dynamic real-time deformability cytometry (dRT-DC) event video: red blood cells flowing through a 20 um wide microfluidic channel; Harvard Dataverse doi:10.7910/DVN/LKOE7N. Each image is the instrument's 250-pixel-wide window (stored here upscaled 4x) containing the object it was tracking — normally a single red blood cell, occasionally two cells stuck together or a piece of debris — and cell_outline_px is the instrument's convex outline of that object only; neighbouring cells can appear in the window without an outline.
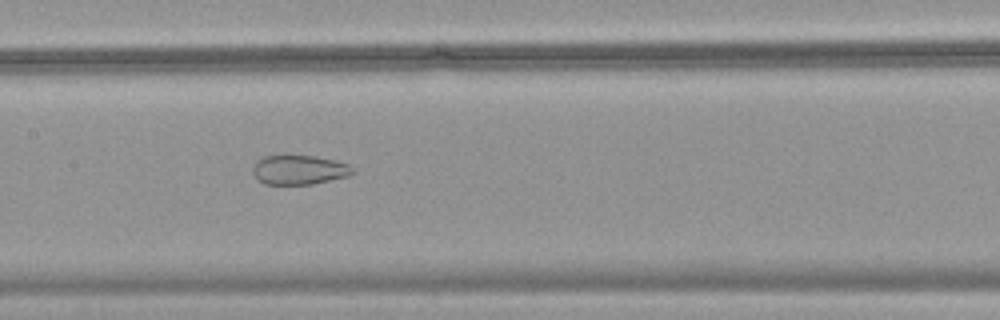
{"species": "common noctule bat (a hibernating species)", "species_latin": "Nyctalus noctula", "temperature_condition": "warm", "stored_images_in_passage": 50, "camera_frame_rate_fps": 3000, "um_per_image_px": 0.085, "animal": {"sex": "female", "body_mass_g": 18.4}, "frame": {"image": 1, "passage_image": 26, "time_ms": 8.333, "image_size_px": [1000, 320], "cell_outline_px": [[356, 172], [348, 176], [312, 184], [264, 184], [252, 172], [252, 168], [264, 156], [284, 152], [312, 156], [336, 160], [348, 164], [356, 168]], "centroid_in_image_um": [25.46, 14.39], "position_along_channel_um": 181.9, "area_um2": 17.63}}
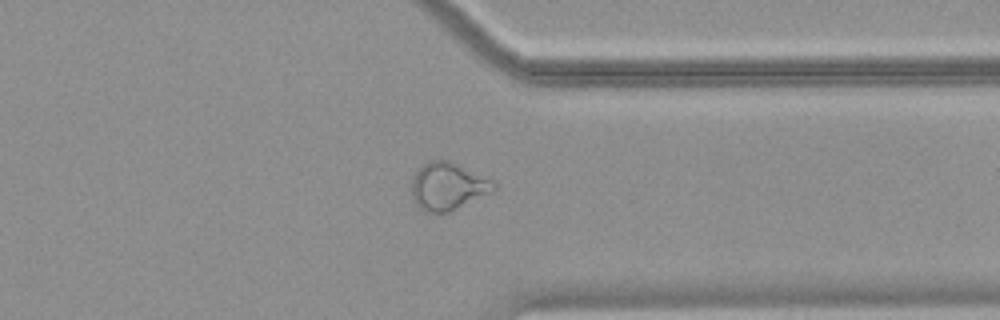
{"frame": {"image": 2, "passage_image": 40, "time_ms": 13.0, "image_size_px": [1000, 320], "cell_outline_px": [[496, 188], [492, 192], [448, 212], [424, 212], [416, 204], [412, 196], [412, 176], [428, 160], [448, 160], [496, 180]], "centroid_in_image_um": [38.09, 15.82], "position_along_channel_um": 373.3, "area_um2": 22.77}}
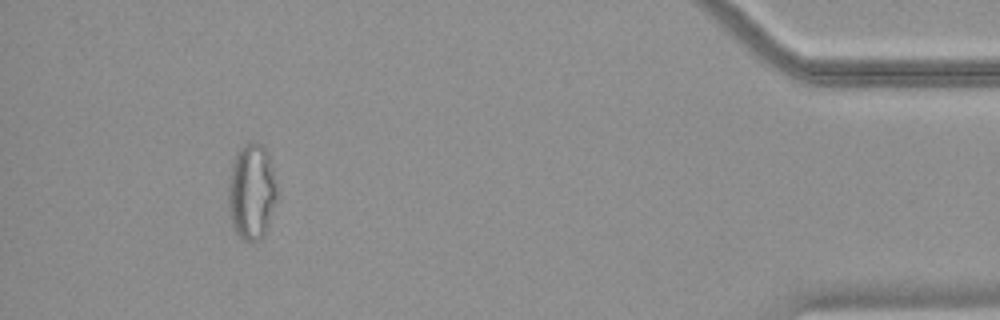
{"frame": {"image": 3, "passage_image": 47, "time_ms": 15.333, "image_size_px": [1000, 320], "cell_outline_px": [[276, 200], [268, 224], [260, 240], [244, 240], [236, 232], [232, 224], [228, 212], [228, 180], [232, 164], [236, 152], [248, 140], [256, 140], [268, 152], [276, 180]], "centroid_in_image_um": [21.37, 16.23], "position_along_channel_um": 413.8, "area_um2": 27.4}}